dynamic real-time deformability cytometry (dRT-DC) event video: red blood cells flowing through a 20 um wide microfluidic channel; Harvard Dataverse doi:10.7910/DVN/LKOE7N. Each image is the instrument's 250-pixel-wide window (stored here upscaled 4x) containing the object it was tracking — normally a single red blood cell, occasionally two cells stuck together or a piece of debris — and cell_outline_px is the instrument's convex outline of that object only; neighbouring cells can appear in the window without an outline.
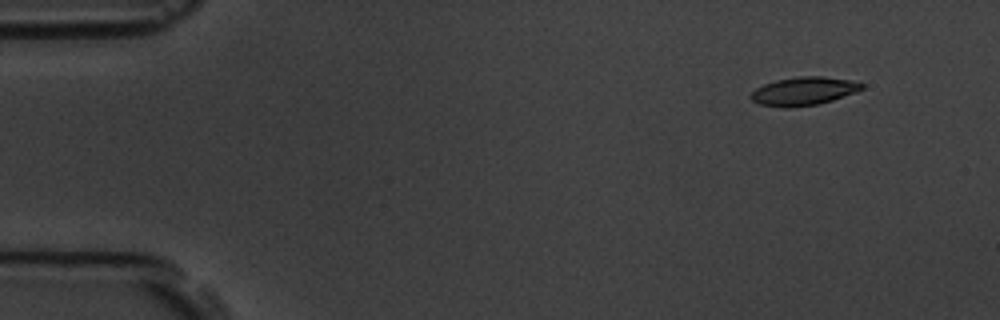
{"species": "common noctule bat (a hibernating species)", "species_latin": "Nyctalus noctula", "temperature_condition": "room temperature", "stored_images_in_passage": 6, "camera_frame_rate_fps": 3000, "um_per_image_px": 0.085, "animal": {"sex": "male", "body_mass_g": 19.5, "forearm_length_mm": 54.6}, "frame": {"image": 1, "passage_image": 2, "time_ms": 1.333, "image_size_px": [1000, 320], "cell_outline_px": [[864, 88], [832, 100], [820, 104], [788, 108], [784, 108], [760, 104], [752, 100], [748, 96], [756, 88], [764, 84], [776, 80], [800, 76], [824, 76], [848, 80], [864, 84]], "centroid_in_image_um": [68.27, 7.75], "position_along_channel_um": 16.7, "area_um2": 18.21}}